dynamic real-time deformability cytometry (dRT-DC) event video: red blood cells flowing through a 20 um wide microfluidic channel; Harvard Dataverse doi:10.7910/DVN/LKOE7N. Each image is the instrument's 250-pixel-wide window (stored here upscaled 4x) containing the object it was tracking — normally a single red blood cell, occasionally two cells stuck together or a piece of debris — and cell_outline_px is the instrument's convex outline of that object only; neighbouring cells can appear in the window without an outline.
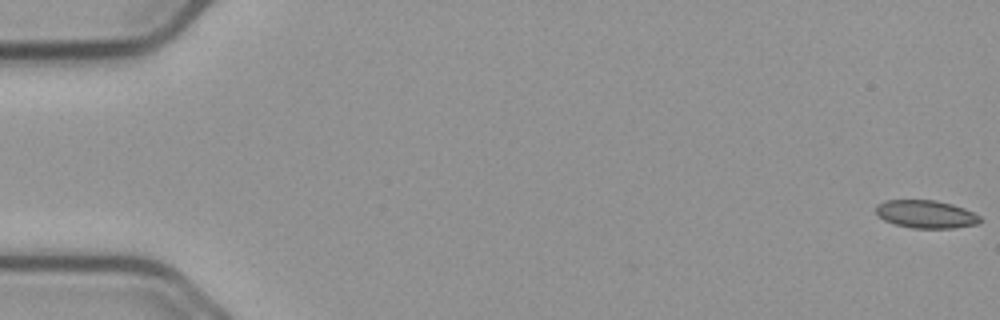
{"species": "common noctule bat (a hibernating species)", "species_latin": "Nyctalus noctula", "temperature_condition": "cold", "stored_images_in_passage": 16, "camera_frame_rate_fps": 3000, "um_per_image_px": 0.085, "animal": {"sex": "male", "body_mass_g": 23.1, "forearm_length_mm": 52.7}, "frame": {"image": 1, "passage_image": 1, "time_ms": 0.0, "image_size_px": [1000, 320], "cell_outline_px": [[980, 220], [976, 224], [952, 228], [912, 228], [896, 224], [884, 220], [876, 212], [876, 204], [884, 200], [936, 200], [952, 204], [964, 208], [980, 216]], "centroid_in_image_um": [78.68, 18.19], "position_along_channel_um": 6.3, "area_um2": 16.82}}
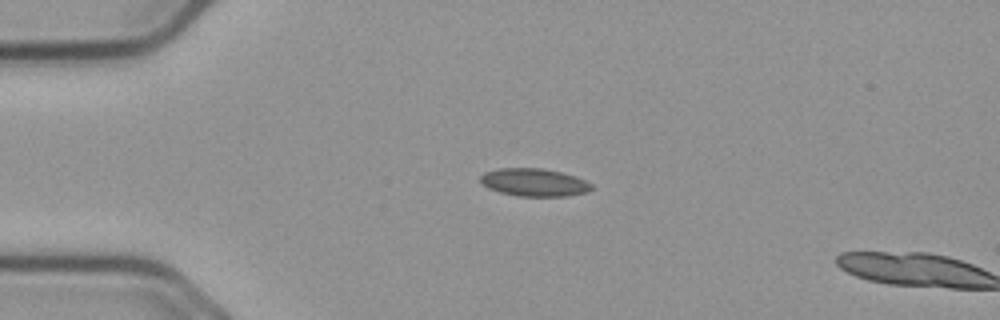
{"frame": {"image": 2, "passage_image": 14, "time_ms": 4.333, "image_size_px": [1000, 320], "cell_outline_px": [[592, 188], [588, 192], [568, 196], [516, 196], [500, 192], [488, 188], [480, 180], [480, 176], [484, 172], [500, 168], [540, 168], [560, 172], [576, 176], [592, 184]], "centroid_in_image_um": [45.41, 15.5], "position_along_channel_um": 39.6, "area_um2": 17.98}}